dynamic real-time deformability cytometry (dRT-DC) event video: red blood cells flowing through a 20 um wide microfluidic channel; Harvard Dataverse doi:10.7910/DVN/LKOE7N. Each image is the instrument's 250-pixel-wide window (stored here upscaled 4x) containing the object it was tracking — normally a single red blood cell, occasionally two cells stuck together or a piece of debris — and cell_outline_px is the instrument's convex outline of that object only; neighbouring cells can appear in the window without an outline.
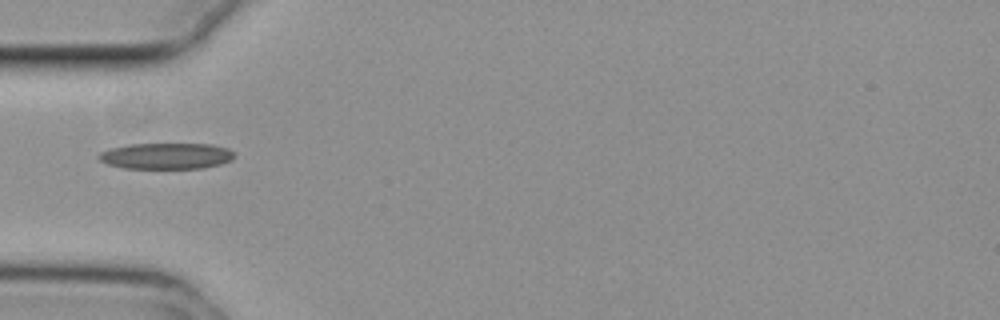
{"species": "common noctule bat (a hibernating species)", "species_latin": "Nyctalus noctula", "temperature_condition": "cold", "stored_images_in_passage": 38, "camera_frame_rate_fps": 3000, "um_per_image_px": 0.085, "animal": {"sex": "female", "body_mass_g": 29.2, "forearm_length_mm": 56.3}, "frame": {"image": 1, "passage_image": 1, "time_ms": 0.0, "image_size_px": [1000, 320], "cell_outline_px": [[236, 156], [232, 160], [220, 164], [204, 168], [124, 168], [108, 164], [100, 160], [96, 156], [100, 152], [108, 148], [128, 144], [212, 144], [228, 148]], "centroid_in_image_um": [14.12, 13.25], "position_along_channel_um": 70.9, "area_um2": 20.75}}
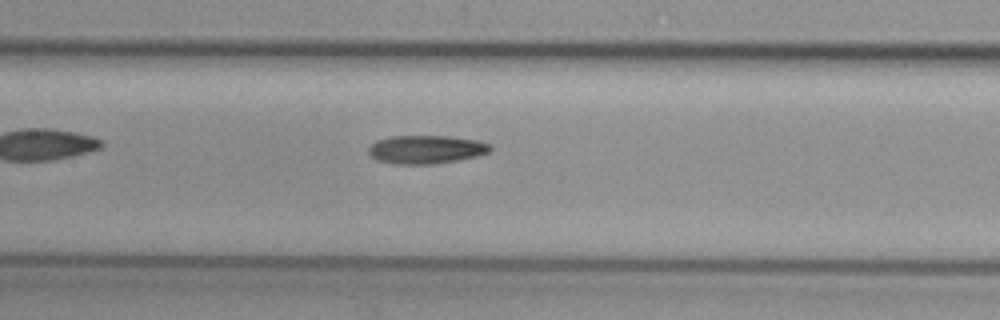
{"frame": {"image": 2, "passage_image": 9, "time_ms": 2.667, "image_size_px": [1000, 320], "cell_outline_px": [[492, 148], [488, 152], [476, 156], [456, 160], [432, 164], [392, 164], [376, 160], [368, 152], [368, 148], [376, 140], [392, 136], [448, 136], [476, 140], [492, 144]], "centroid_in_image_um": [36.19, 12.7], "position_along_channel_um": 171.2, "area_um2": 20.11}}
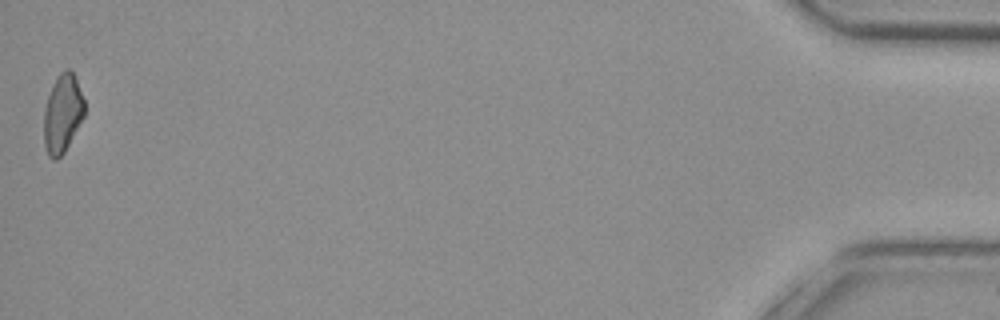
{"frame": {"image": 3, "passage_image": 38, "time_ms": 12.333, "image_size_px": [1000, 320], "cell_outline_px": [[84, 116], [64, 152], [56, 160], [48, 156], [44, 144], [44, 108], [48, 96], [60, 72], [64, 68], [68, 68], [72, 72], [76, 80], [84, 100]], "centroid_in_image_um": [5.31, 9.66], "position_along_channel_um": 429.9, "area_um2": 18.21}}